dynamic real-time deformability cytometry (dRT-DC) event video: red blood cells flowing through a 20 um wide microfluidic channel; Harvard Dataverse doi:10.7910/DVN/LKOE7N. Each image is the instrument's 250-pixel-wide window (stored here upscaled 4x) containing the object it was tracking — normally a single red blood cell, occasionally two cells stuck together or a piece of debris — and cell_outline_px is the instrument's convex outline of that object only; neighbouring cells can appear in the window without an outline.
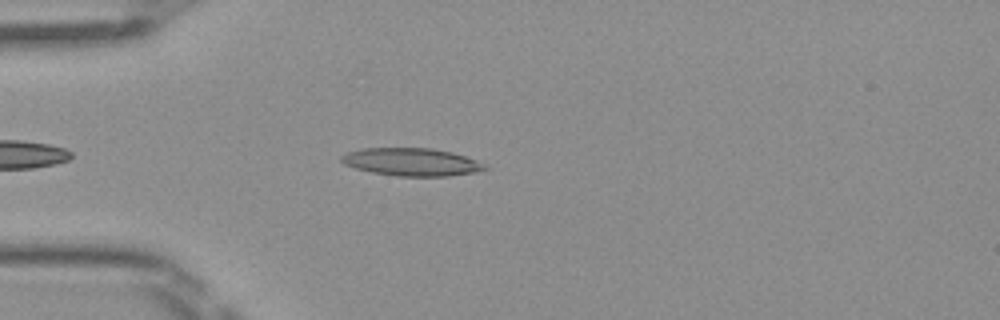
{"species": "Egyptian fruit bat (a non-hibernating species)", "species_latin": "Rousettus aegyptiacus", "temperature_condition": "room temperature", "stored_images_in_passage": 40, "camera_frame_rate_fps": 3000, "um_per_image_px": 0.085, "frame": {"image": 1, "passage_image": 6, "time_ms": 1.667, "image_size_px": [1000, 320], "cell_outline_px": [[488, 168], [472, 172], [448, 176], [396, 176], [372, 172], [356, 168], [344, 164], [340, 160], [340, 156], [348, 152], [364, 148], [432, 148], [452, 152], [476, 160], [484, 164]], "centroid_in_image_um": [34.95, 13.76], "position_along_channel_um": 50.1, "area_um2": 23.0}}
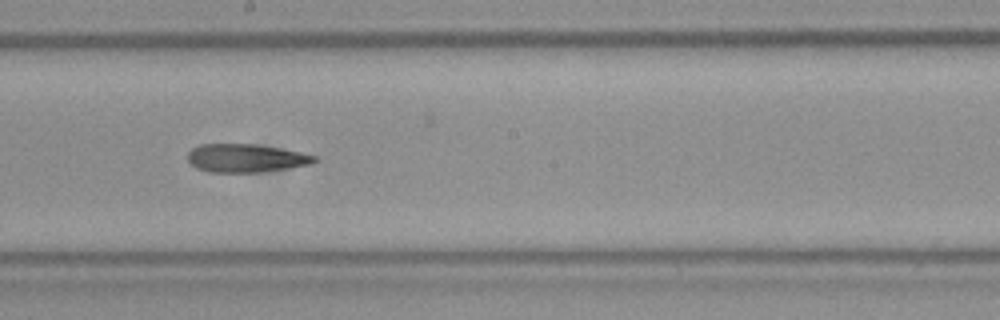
{"frame": {"image": 2, "passage_image": 20, "time_ms": 6.333, "image_size_px": [1000, 320], "cell_outline_px": [[320, 160], [312, 164], [288, 168], [260, 172], [208, 172], [196, 168], [188, 160], [188, 152], [192, 148], [200, 144], [252, 144], [280, 148], [300, 152], [316, 156]], "centroid_in_image_um": [20.91, 13.44], "position_along_channel_um": 227.3, "area_um2": 20.92}}
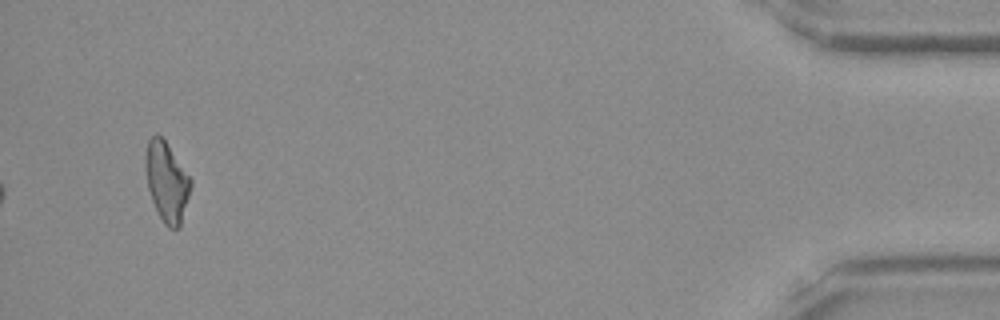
{"frame": {"image": 3, "passage_image": 40, "time_ms": 13.0, "image_size_px": [1000, 320], "cell_outline_px": [[192, 184], [180, 228], [168, 228], [164, 224], [152, 200], [148, 188], [144, 168], [144, 156], [148, 140], [156, 132], [164, 140], [192, 180]], "centroid_in_image_um": [14.15, 15.44], "position_along_channel_um": 421.0, "area_um2": 20.92}}